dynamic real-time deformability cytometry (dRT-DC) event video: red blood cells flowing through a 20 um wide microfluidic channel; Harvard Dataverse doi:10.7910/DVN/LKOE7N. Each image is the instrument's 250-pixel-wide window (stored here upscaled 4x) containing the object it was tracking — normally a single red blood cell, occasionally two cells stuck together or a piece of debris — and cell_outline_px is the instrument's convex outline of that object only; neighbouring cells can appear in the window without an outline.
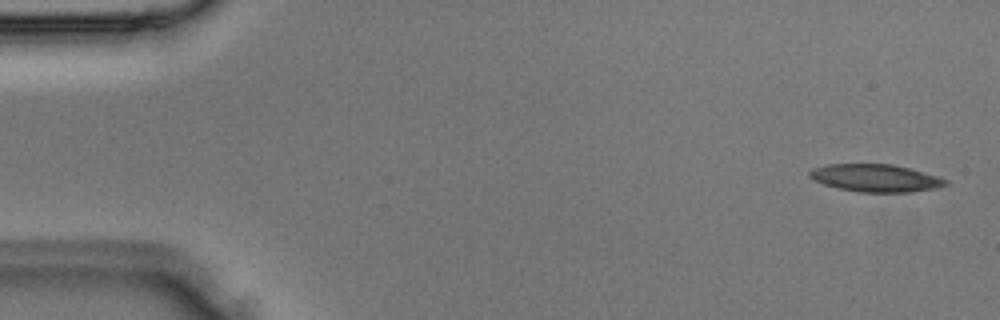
{"species": "Egyptian fruit bat (a non-hibernating species)", "species_latin": "Rousettus aegyptiacus", "temperature_condition": "room temperature", "stored_images_in_passage": 5, "segment_of_instrument_passage": [1, 2], "camera_frame_rate_fps": 3000, "um_per_image_px": 0.085, "animal": {"sex": "male"}, "frame": {"image": 1, "passage_image": 1, "time_ms": 0.0, "image_size_px": [1000, 320], "cell_outline_px": [[948, 184], [936, 188], [912, 192], [860, 192], [840, 188], [824, 184], [808, 176], [808, 172], [812, 168], [828, 164], [892, 164], [940, 176], [948, 180]], "centroid_in_image_um": [74.45, 15.13], "position_along_channel_um": 10.5, "area_um2": 21.79}}